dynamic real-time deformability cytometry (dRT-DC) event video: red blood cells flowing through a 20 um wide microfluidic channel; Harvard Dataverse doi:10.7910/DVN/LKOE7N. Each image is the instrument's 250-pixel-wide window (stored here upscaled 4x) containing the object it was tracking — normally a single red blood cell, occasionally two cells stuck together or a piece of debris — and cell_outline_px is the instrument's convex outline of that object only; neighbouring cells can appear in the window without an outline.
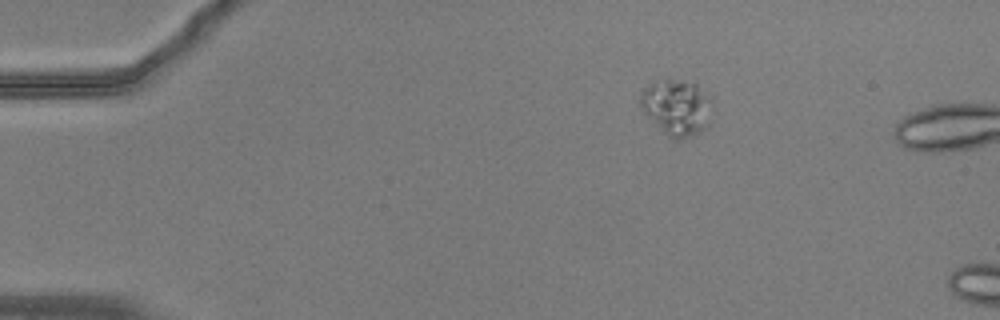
{"species": "common noctule bat (a hibernating species)", "species_latin": "Nyctalus noctula", "temperature_condition": "warm", "stored_images_in_passage": 4, "camera_frame_rate_fps": 3000, "um_per_image_px": 0.085, "animal": {"sex": "male", "body_mass_g": 20.5, "forearm_length_mm": 52.5}, "frame": {"image": 1, "passage_image": 1, "time_ms": 0.0, "image_size_px": [1000, 320], "cell_outline_px": [[712, 100], [708, 124], [700, 132], [676, 140], [668, 136], [640, 108], [640, 92], [648, 84], [668, 76], [696, 80], [712, 96]], "centroid_in_image_um": [57.55, 9.0], "position_along_channel_um": 27.5, "area_um2": 24.28}}